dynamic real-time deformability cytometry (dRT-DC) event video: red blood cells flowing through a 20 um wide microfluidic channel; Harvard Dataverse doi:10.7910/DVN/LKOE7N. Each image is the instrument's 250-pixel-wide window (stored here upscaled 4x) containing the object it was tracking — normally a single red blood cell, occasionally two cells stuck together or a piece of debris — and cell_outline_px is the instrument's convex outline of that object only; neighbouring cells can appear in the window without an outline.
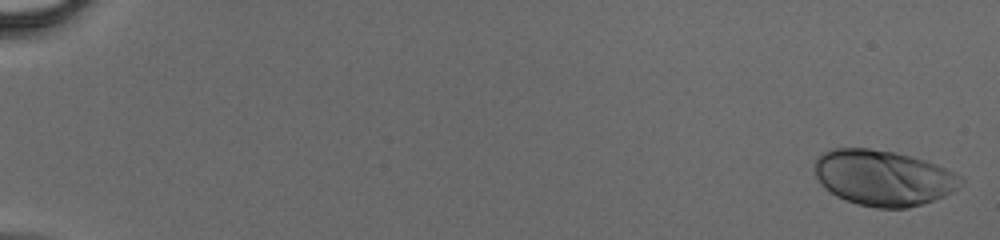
{"species": "human", "species_latin": "Homo sapiens", "temperature_condition": "cold", "stored_images_in_passage": 17, "camera_frame_rate_fps": 3000, "um_per_image_px": 0.085, "donor": {"sex": "male"}, "frame": {"image": 1, "passage_image": 1, "time_ms": 0.0, "image_size_px": [1000, 240], "cell_outline_px": [[964, 180], [952, 192], [944, 196], [908, 208], [876, 208], [860, 204], [836, 196], [824, 188], [820, 184], [816, 176], [816, 156], [832, 148], [868, 148], [892, 152], [924, 160], [956, 172]], "centroid_in_image_um": [75.06, 15.11], "position_along_channel_um": 9.9, "area_um2": 46.99}}
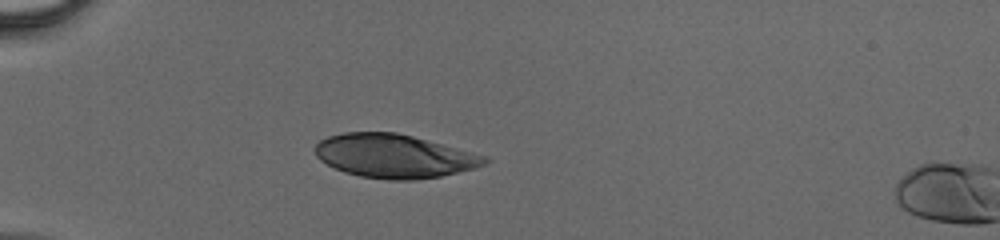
{"frame": {"image": 2, "passage_image": 15, "time_ms": 4.667, "image_size_px": [1000, 240], "cell_outline_px": [[492, 160], [484, 164], [472, 168], [440, 176], [416, 180], [388, 180], [360, 176], [344, 172], [320, 160], [316, 156], [316, 144], [320, 140], [328, 136], [344, 132], [396, 132], [412, 136], [488, 156]], "centroid_in_image_um": [33.5, 13.26], "position_along_channel_um": 51.5, "area_um2": 42.89}}